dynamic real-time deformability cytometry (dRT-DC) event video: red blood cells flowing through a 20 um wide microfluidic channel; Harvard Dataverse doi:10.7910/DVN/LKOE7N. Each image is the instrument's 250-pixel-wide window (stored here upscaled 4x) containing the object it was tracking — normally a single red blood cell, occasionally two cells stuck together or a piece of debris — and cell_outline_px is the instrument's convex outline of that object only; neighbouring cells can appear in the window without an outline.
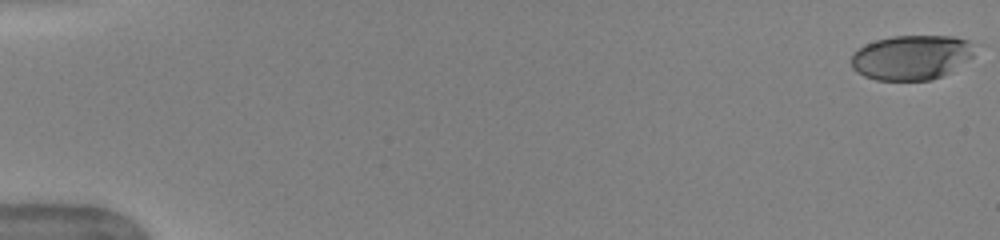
{"species": "human", "species_latin": "Homo sapiens", "temperature_condition": "warm", "stored_images_in_passage": 52, "camera_frame_rate_fps": 3000, "um_per_image_px": 0.085, "donor": {"sex": "female"}, "frame": {"image": 1, "passage_image": 1, "time_ms": 0.0, "image_size_px": [1000, 240], "cell_outline_px": [[976, 48], [972, 56], [948, 72], [932, 80], [876, 80], [864, 76], [856, 72], [852, 68], [852, 52], [864, 44], [876, 40], [892, 36], [952, 36], [968, 40], [976, 44]], "centroid_in_image_um": [77.45, 4.86], "position_along_channel_um": 7.6, "area_um2": 32.19}}
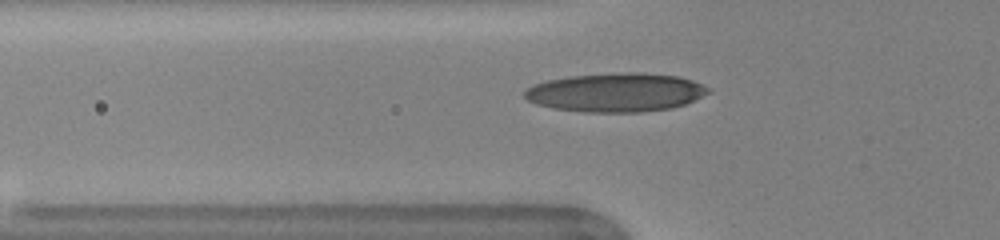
{"frame": {"image": 2, "passage_image": 19, "time_ms": 6.0, "image_size_px": [1000, 240], "cell_outline_px": [[712, 92], [684, 104], [672, 108], [640, 112], [584, 112], [552, 108], [536, 104], [528, 100], [524, 96], [524, 92], [528, 88], [536, 84], [548, 80], [568, 76], [628, 72], [640, 72], [676, 76], [692, 80], [712, 88]], "centroid_in_image_um": [52.38, 7.86], "position_along_channel_um": 73.4, "area_um2": 41.5}}
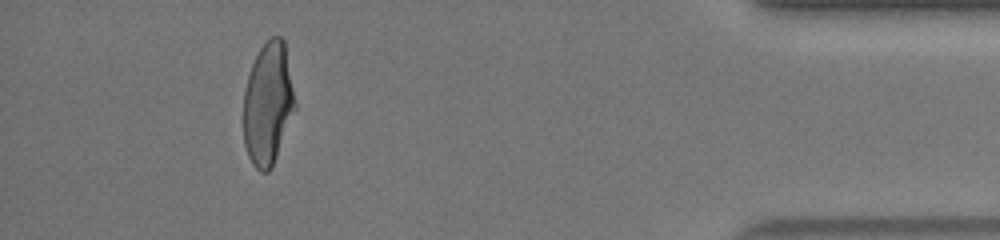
{"frame": {"image": 3, "passage_image": 48, "time_ms": 15.667, "image_size_px": [1000, 240], "cell_outline_px": [[296, 108], [272, 168], [268, 172], [260, 172], [252, 164], [248, 156], [244, 144], [244, 88], [252, 64], [260, 48], [272, 36], [280, 36], [284, 40], [296, 104]], "centroid_in_image_um": [22.78, 8.85], "position_along_channel_um": 412.4, "area_um2": 36.76}, "authors_computed_cell_mechanics": {"area_um2": 37.2232, "velocity_mm_per_s": 4.0015, "shape_relaxation_time_tau1_ms": 4.6304, "shape_relaxation_time_tau2_ms": 0.8024, "deformation_change_tau1": 0.2079, "deformation_change_tau2": 0.0806}}